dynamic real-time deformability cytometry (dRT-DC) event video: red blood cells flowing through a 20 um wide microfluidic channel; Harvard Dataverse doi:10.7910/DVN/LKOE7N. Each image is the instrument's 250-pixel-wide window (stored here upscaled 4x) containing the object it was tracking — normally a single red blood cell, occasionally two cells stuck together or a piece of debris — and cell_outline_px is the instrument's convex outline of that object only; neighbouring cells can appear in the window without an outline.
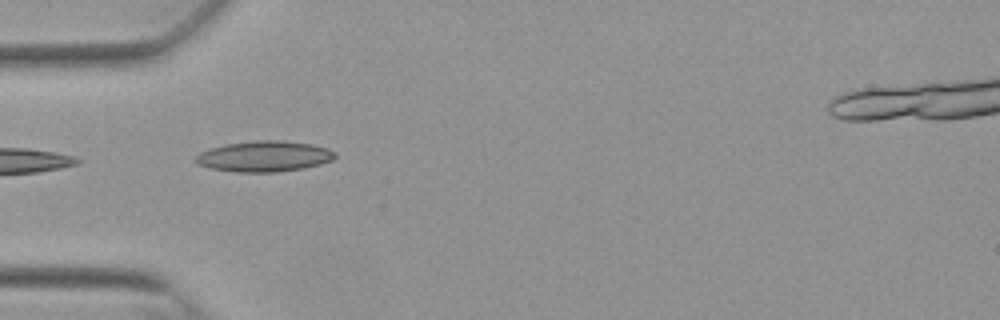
{"species": "Egyptian fruit bat (a non-hibernating species)", "species_latin": "Rousettus aegyptiacus", "temperature_condition": "warm", "stored_images_in_passage": 14, "camera_frame_rate_fps": 3000, "um_per_image_px": 0.085, "animal": {"sex": "female"}, "frame": {"image": 1, "passage_image": 1, "time_ms": 0.0, "image_size_px": [1000, 320], "cell_outline_px": [[336, 156], [332, 160], [320, 164], [304, 168], [276, 172], [236, 172], [208, 168], [196, 164], [192, 160], [200, 152], [208, 148], [224, 144], [256, 140], [284, 140], [312, 144], [328, 148], [336, 152]], "centroid_in_image_um": [22.42, 13.28], "position_along_channel_um": 62.6, "area_um2": 25.37}}